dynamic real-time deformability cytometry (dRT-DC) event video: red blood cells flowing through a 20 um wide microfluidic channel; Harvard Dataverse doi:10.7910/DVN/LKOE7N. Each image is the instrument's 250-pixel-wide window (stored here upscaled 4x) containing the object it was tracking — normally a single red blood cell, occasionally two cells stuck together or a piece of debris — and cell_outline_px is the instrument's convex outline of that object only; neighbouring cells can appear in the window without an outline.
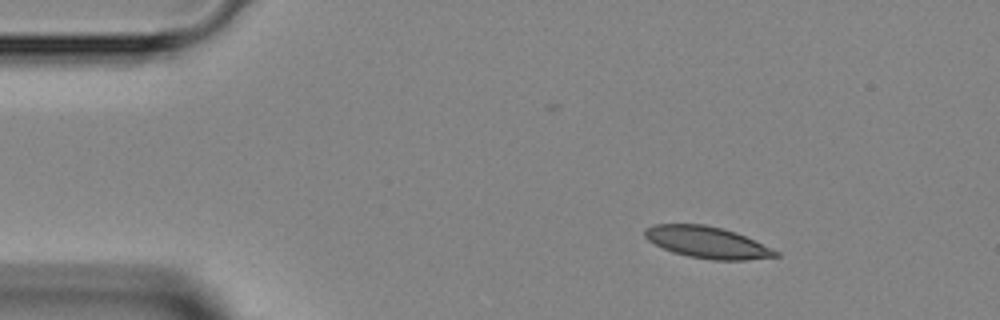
{"species": "Egyptian fruit bat (a non-hibernating species)", "species_latin": "Rousettus aegyptiacus", "temperature_condition": "room temperature", "stored_images_in_passage": 3, "camera_frame_rate_fps": 3000, "um_per_image_px": 0.085, "animal": {"sex": "female"}, "frame": {"image": 1, "passage_image": 1, "time_ms": 0.0, "image_size_px": [1000, 320], "cell_outline_px": [[780, 256], [744, 260], [716, 260], [688, 256], [672, 252], [648, 240], [644, 236], [644, 228], [656, 224], [704, 224], [724, 228], [736, 232], [772, 248], [780, 252]], "centroid_in_image_um": [60.12, 20.59], "position_along_channel_um": 24.9, "area_um2": 24.04}}
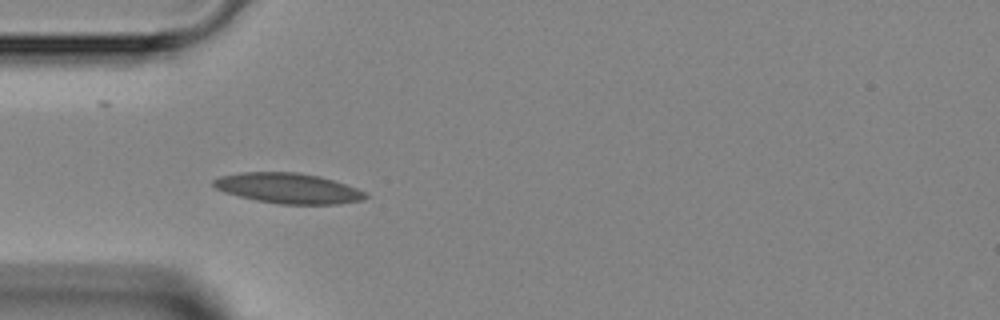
{"frame": {"image": 2, "passage_image": 3, "time_ms": 2.333, "image_size_px": [1000, 320], "cell_outline_px": [[368, 196], [360, 200], [336, 204], [280, 204], [256, 200], [224, 192], [216, 188], [212, 184], [212, 180], [220, 176], [240, 172], [296, 172], [320, 176], [356, 188], [364, 192]], "centroid_in_image_um": [24.45, 15.99], "position_along_channel_um": 60.6, "area_um2": 26.59}}